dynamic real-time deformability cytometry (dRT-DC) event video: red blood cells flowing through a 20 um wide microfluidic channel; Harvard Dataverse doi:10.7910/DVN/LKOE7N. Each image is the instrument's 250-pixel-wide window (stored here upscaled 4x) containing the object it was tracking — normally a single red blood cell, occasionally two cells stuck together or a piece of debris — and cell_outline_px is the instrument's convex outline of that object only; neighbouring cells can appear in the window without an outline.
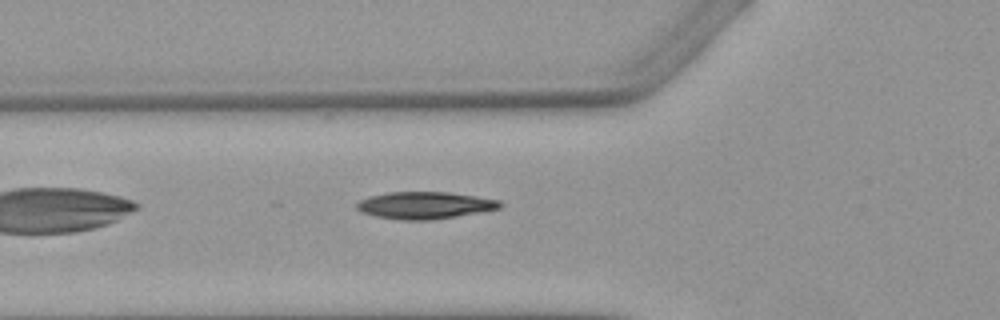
{"species": "Egyptian fruit bat (a non-hibernating species)", "species_latin": "Rousettus aegyptiacus", "temperature_condition": "warm", "stored_images_in_passage": 4, "camera_frame_rate_fps": 3000, "um_per_image_px": 0.085, "animal": {"sex": "female"}, "frame": {"image": 1, "passage_image": 4, "time_ms": 5.333, "image_size_px": [1000, 320], "cell_outline_px": [[504, 204], [500, 208], [480, 212], [432, 220], [400, 220], [376, 216], [364, 212], [356, 208], [356, 204], [360, 200], [368, 196], [388, 192], [448, 192], [476, 196], [500, 200]], "centroid_in_image_um": [36.12, 17.44], "position_along_channel_um": 89.7, "area_um2": 22.6}}